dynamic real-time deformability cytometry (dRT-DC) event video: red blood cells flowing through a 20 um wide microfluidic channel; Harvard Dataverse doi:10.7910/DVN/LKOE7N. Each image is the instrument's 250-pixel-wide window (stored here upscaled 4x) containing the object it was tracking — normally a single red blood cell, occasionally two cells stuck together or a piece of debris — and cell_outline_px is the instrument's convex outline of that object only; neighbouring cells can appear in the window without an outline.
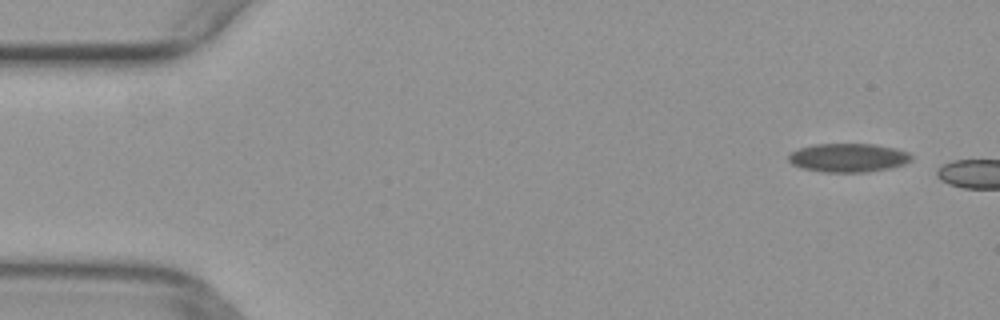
{"species": "common noctule bat (a hibernating species)", "species_latin": "Nyctalus noctula", "temperature_condition": "warm", "stored_images_in_passage": 4, "camera_frame_rate_fps": 3000, "um_per_image_px": 0.085, "animal": {"sex": "female", "body_mass_g": 29.2, "forearm_length_mm": 56.3}, "frame": {"image": 1, "passage_image": 1, "time_ms": 0.0, "image_size_px": [1000, 320], "cell_outline_px": [[912, 160], [904, 164], [888, 168], [868, 172], [824, 172], [800, 168], [792, 164], [788, 160], [788, 156], [792, 152], [800, 148], [816, 144], [872, 144], [896, 148], [908, 152], [912, 156]], "centroid_in_image_um": [72.1, 13.41], "position_along_channel_um": 12.9, "area_um2": 20.52}}